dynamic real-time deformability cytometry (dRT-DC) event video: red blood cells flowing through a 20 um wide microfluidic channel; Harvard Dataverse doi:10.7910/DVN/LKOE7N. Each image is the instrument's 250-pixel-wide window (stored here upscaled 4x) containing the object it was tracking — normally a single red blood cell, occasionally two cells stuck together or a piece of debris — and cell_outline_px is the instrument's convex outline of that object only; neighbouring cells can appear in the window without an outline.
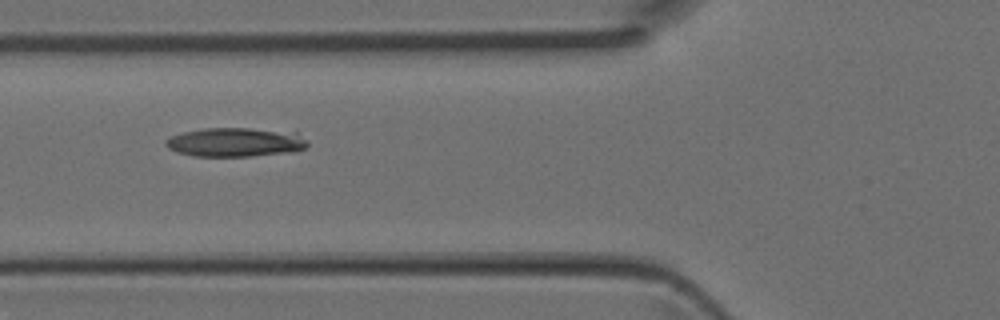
{"species": "Egyptian fruit bat (a non-hibernating species)", "species_latin": "Rousettus aegyptiacus", "temperature_condition": "room temperature", "stored_images_in_passage": 6, "camera_frame_rate_fps": 3000, "um_per_image_px": 0.085, "animal": {"sex": "female"}, "frame": {"image": 1, "passage_image": 4, "time_ms": 1.0, "image_size_px": [1000, 320], "cell_outline_px": [[308, 144], [304, 148], [292, 152], [248, 156], [192, 156], [176, 152], [168, 148], [164, 144], [164, 140], [172, 136], [184, 132], [204, 128], [248, 128], [296, 132], [308, 140]], "centroid_in_image_um": [20.0, 12.09], "position_along_channel_um": 105.8, "area_um2": 24.04}}
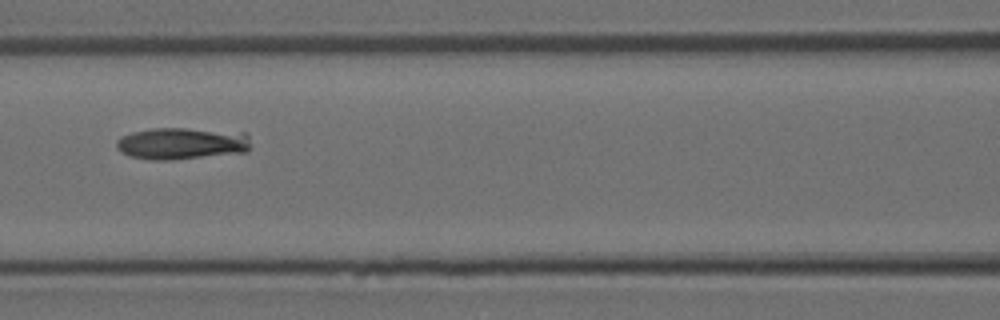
{"frame": {"image": 2, "passage_image": 5, "time_ms": 1.333, "image_size_px": [1000, 320], "cell_outline_px": [[248, 152], [172, 160], [152, 160], [128, 156], [120, 152], [116, 148], [116, 140], [120, 136], [132, 132], [152, 128], [184, 128], [244, 132], [248, 136]], "centroid_in_image_um": [15.4, 12.2], "position_along_channel_um": 151.2, "area_um2": 25.2}}
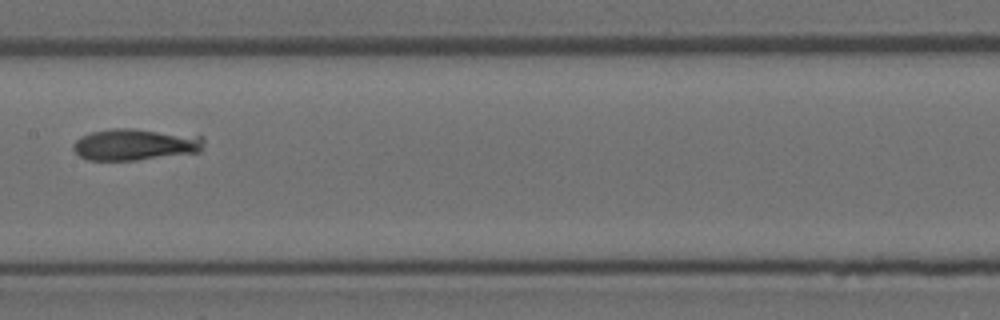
{"frame": {"image": 3, "passage_image": 6, "time_ms": 1.667, "image_size_px": [1000, 320], "cell_outline_px": [[204, 144], [200, 152], [136, 160], [88, 160], [80, 156], [72, 148], [72, 144], [80, 136], [92, 132], [112, 128], [132, 128], [204, 136]], "centroid_in_image_um": [11.49, 12.28], "position_along_channel_um": 195.9, "area_um2": 24.16}}